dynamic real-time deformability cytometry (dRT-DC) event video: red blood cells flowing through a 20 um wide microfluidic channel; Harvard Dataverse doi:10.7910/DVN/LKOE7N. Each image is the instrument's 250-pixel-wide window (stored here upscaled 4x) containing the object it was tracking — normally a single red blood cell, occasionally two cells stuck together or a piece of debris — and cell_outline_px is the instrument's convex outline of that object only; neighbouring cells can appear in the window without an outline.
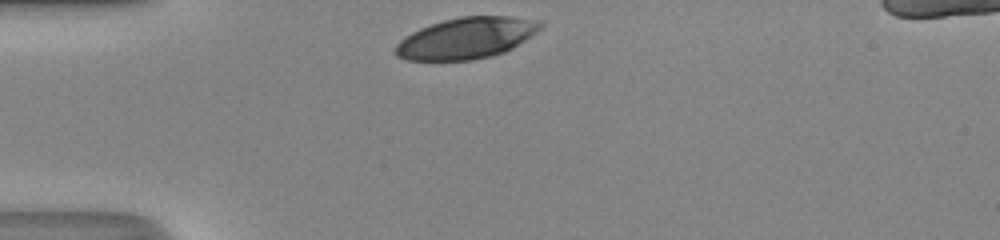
{"species": "human", "species_latin": "Homo sapiens", "temperature_condition": "room temperature", "stored_images_in_passage": 27, "camera_frame_rate_fps": 3000, "um_per_image_px": 0.085, "donor": {"sex": "male"}, "frame": {"image": 1, "passage_image": 1, "time_ms": 0.0, "image_size_px": [1000, 240], "cell_outline_px": [[544, 24], [536, 32], [512, 48], [504, 52], [492, 56], [472, 60], [404, 60], [396, 56], [392, 52], [396, 44], [404, 36], [420, 28], [444, 20], [460, 16], [508, 16], [544, 20]], "centroid_in_image_um": [39.62, 3.24], "position_along_channel_um": 45.4, "area_um2": 35.03}}
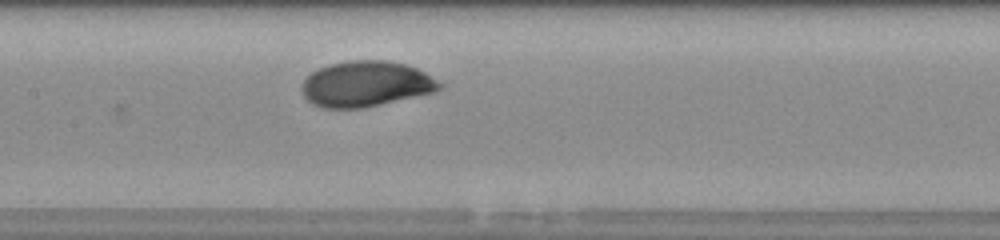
{"frame": {"image": 2, "passage_image": 12, "time_ms": 3.667, "image_size_px": [1000, 240], "cell_outline_px": [[444, 88], [432, 92], [364, 108], [324, 108], [312, 104], [304, 96], [300, 88], [304, 80], [312, 72], [328, 64], [348, 60], [388, 60], [404, 64], [416, 68], [424, 72], [444, 84]], "centroid_in_image_um": [31.09, 7.13], "position_along_channel_um": 176.3, "area_um2": 36.59}}
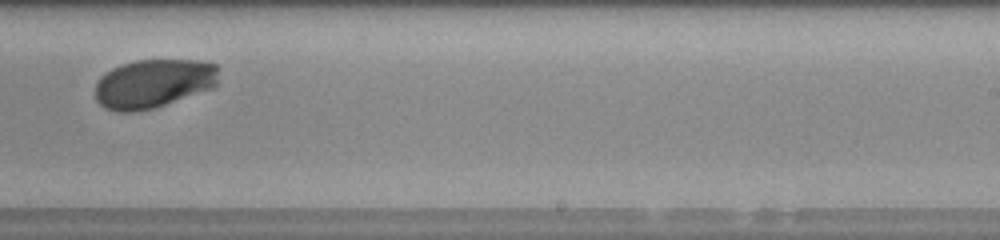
{"frame": {"image": 3, "passage_image": 19, "time_ms": 6.0, "image_size_px": [1000, 240], "cell_outline_px": [[220, 68], [216, 88], [156, 108], [136, 112], [116, 112], [104, 108], [96, 100], [96, 84], [100, 76], [112, 68], [120, 64], [136, 60], [196, 60], [216, 64]], "centroid_in_image_um": [13.08, 7.11], "position_along_channel_um": 275.9, "area_um2": 35.95}, "authors_computed_cell_mechanics": {"area_um2": 35.9516, "velocity_mm_per_s": 4.2919, "shape_relaxation_time_tau1_ms": 3.4562, "shape_relaxation_time_tau2_ms": null, "deformation_change_tau1": 0.1822, "deformation_change_tau2": null}}